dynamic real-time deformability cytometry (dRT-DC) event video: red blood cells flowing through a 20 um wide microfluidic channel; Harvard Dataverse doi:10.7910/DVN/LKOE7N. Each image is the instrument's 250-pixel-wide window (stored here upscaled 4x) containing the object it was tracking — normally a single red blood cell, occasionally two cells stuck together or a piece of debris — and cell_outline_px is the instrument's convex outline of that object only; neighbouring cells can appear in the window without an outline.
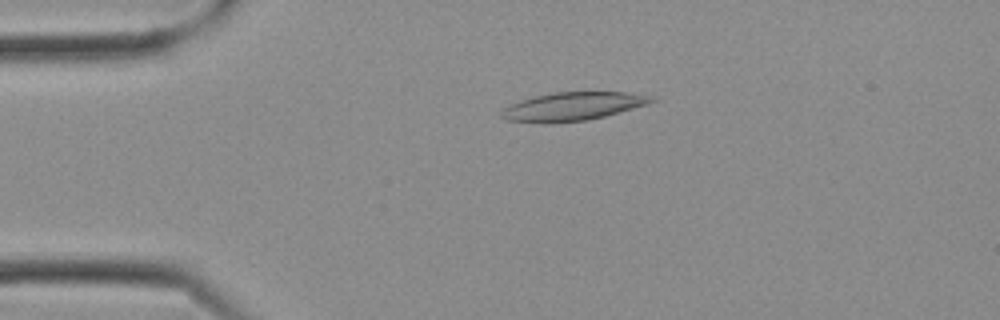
{"species": "Egyptian fruit bat (a non-hibernating species)", "species_latin": "Rousettus aegyptiacus", "temperature_condition": "cold", "stored_images_in_passage": 13, "camera_frame_rate_fps": 3000, "um_per_image_px": 0.085, "frame": {"image": 1, "passage_image": 6, "time_ms": 1.667, "image_size_px": [1000, 320], "cell_outline_px": [[656, 100], [648, 104], [604, 116], [588, 120], [552, 124], [544, 124], [504, 120], [500, 116], [500, 112], [508, 104], [532, 96], [552, 92], [624, 92], [652, 96]], "centroid_in_image_um": [48.58, 9.06], "position_along_channel_um": 36.4, "area_um2": 25.2}}
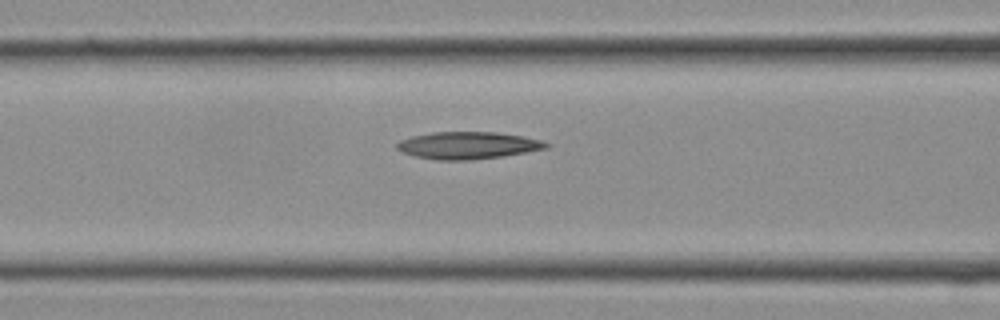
{"frame": {"image": 2, "passage_image": 11, "time_ms": 3.333, "image_size_px": [1000, 320], "cell_outline_px": [[552, 144], [548, 148], [504, 156], [472, 160], [436, 160], [412, 156], [400, 152], [396, 148], [396, 144], [400, 140], [412, 136], [432, 132], [496, 132], [524, 136], [540, 140]], "centroid_in_image_um": [39.75, 12.36], "position_along_channel_um": 126.8, "area_um2": 23.93}}
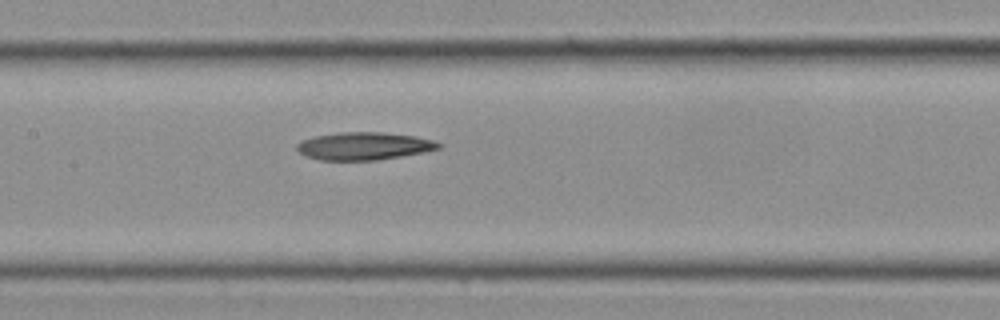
{"frame": {"image": 3, "passage_image": 13, "time_ms": 4.0, "image_size_px": [1000, 320], "cell_outline_px": [[444, 144], [440, 148], [424, 152], [376, 160], [320, 160], [304, 156], [296, 148], [296, 144], [300, 140], [316, 136], [340, 132], [380, 132], [416, 136], [432, 140]], "centroid_in_image_um": [30.92, 12.41], "position_along_channel_um": 176.5, "area_um2": 22.89}}